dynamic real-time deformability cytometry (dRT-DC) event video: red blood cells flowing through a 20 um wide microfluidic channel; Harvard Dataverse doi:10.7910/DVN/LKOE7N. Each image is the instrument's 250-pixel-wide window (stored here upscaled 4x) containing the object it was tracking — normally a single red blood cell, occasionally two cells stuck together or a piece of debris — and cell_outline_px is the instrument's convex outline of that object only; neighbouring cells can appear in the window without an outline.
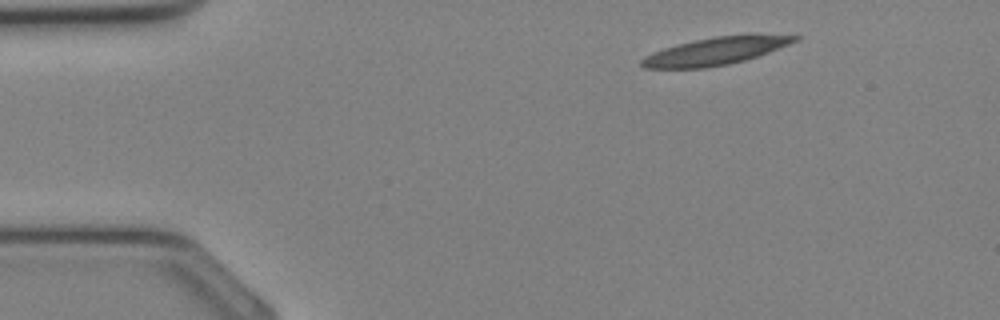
{"species": "Egyptian fruit bat (a non-hibernating species)", "species_latin": "Rousettus aegyptiacus", "temperature_condition": "cold", "stored_images_in_passage": 6, "camera_frame_rate_fps": 3000, "um_per_image_px": 0.085, "animal": {"sex": "female"}, "frame": {"image": 1, "passage_image": 1, "time_ms": 0.0, "image_size_px": [1000, 320], "cell_outline_px": [[800, 36], [796, 40], [788, 44], [768, 52], [744, 60], [728, 64], [704, 68], [644, 68], [640, 64], [640, 60], [644, 56], [652, 52], [664, 48], [696, 40], [716, 36]], "centroid_in_image_um": [60.67, 4.38], "position_along_channel_um": 24.3, "area_um2": 23.52}}